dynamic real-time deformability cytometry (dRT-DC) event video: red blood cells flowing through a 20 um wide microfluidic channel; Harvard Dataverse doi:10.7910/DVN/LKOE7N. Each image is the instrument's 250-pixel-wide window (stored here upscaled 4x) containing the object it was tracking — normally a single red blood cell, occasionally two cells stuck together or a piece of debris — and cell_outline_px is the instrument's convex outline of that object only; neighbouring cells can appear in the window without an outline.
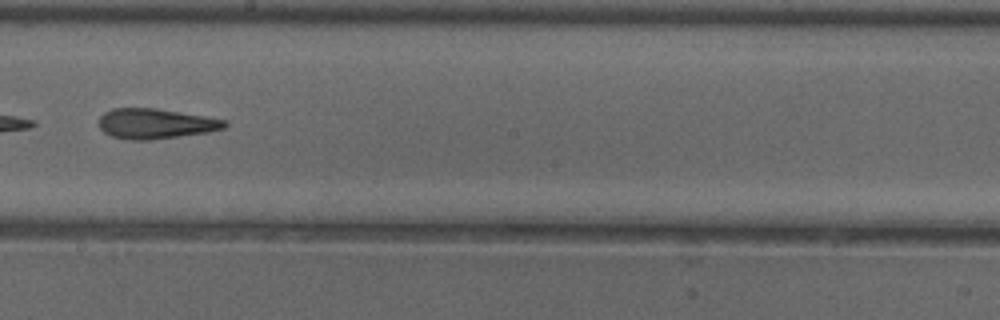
{"species": "common noctule bat (a hibernating species)", "species_latin": "Nyctalus noctula", "temperature_condition": "cold", "stored_images_in_passage": 52, "camera_frame_rate_fps": 3000, "um_per_image_px": 0.085, "animal": {"sex": "female"}, "frame": {"image": 1, "passage_image": 30, "time_ms": 9.667, "image_size_px": [1000, 320], "cell_outline_px": [[228, 124], [224, 128], [208, 132], [148, 140], [132, 140], [112, 136], [104, 132], [100, 128], [100, 116], [104, 112], [112, 108], [156, 108], [224, 120]], "centroid_in_image_um": [13.18, 10.51], "position_along_channel_um": 235.0, "area_um2": 21.73}, "authors_computed_cell_mechanics": {"area_um2": 24.4783, "velocity_mm_per_s": 3.8706, "shape_relaxation_time_tau1_ms": null, "shape_relaxation_time_tau2_ms": 3.8566, "deformation_change_tau1": null, "deformation_change_tau2": 0.1541}}